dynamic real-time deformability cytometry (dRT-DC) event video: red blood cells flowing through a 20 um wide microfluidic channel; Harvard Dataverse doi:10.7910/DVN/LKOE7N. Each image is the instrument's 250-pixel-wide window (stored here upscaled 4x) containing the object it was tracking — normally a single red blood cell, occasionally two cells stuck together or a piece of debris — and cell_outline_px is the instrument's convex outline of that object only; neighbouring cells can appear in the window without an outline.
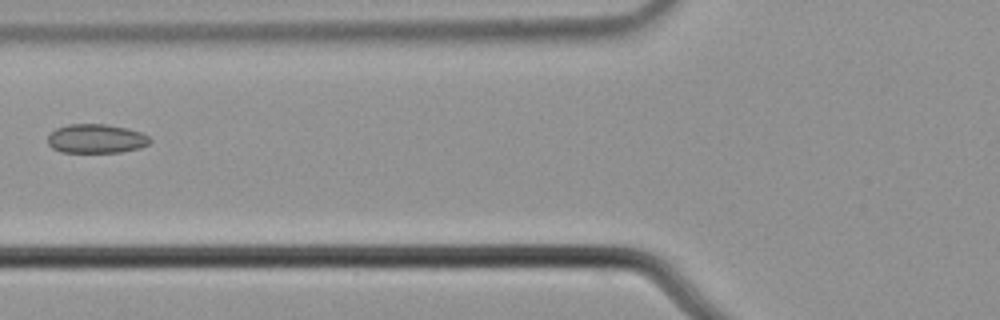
{"species": "common noctule bat (a hibernating species)", "species_latin": "Nyctalus noctula", "temperature_condition": "cold", "stored_images_in_passage": 3, "camera_frame_rate_fps": 3000, "um_per_image_px": 0.085, "animal": {"sex": "male", "body_mass_g": 21.5, "forearm_length_mm": 52.0}, "frame": {"image": 1, "passage_image": 3, "time_ms": 0.667, "image_size_px": [1000, 320], "cell_outline_px": [[152, 140], [148, 144], [140, 148], [120, 152], [60, 152], [52, 148], [48, 144], [48, 136], [56, 128], [68, 124], [104, 124], [128, 128], [140, 132], [148, 136]], "centroid_in_image_um": [8.17, 11.79], "position_along_channel_um": 117.6, "area_um2": 17.34}}